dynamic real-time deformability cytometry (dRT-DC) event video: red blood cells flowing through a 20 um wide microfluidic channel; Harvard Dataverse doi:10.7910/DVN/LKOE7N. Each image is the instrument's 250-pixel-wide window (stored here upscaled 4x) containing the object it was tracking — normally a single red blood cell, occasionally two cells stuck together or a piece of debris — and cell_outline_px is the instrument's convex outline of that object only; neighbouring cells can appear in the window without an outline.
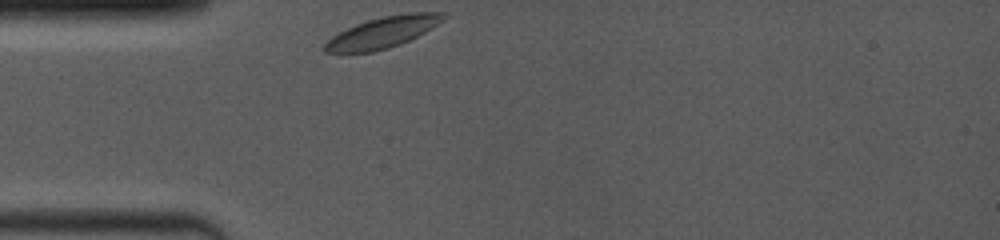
{"species": "common noctule bat (a hibernating species)", "species_latin": "Nyctalus noctula", "temperature_condition": "room temperature", "stored_images_in_passage": 9, "camera_frame_rate_fps": 4000, "um_per_image_px": 0.085, "animal": {"sex": "female", "body_mass_g": 19.0, "forearm_length_mm": 53.3}, "frame": {"image": 1, "passage_image": 1, "time_ms": 0.0, "image_size_px": [1000, 240], "cell_outline_px": [[448, 16], [444, 20], [432, 28], [400, 44], [388, 48], [372, 52], [324, 52], [320, 48], [332, 36], [356, 24], [368, 20], [384, 16], [408, 12], [444, 12]], "centroid_in_image_um": [32.55, 2.74], "position_along_channel_um": 52.4, "area_um2": 21.39}}
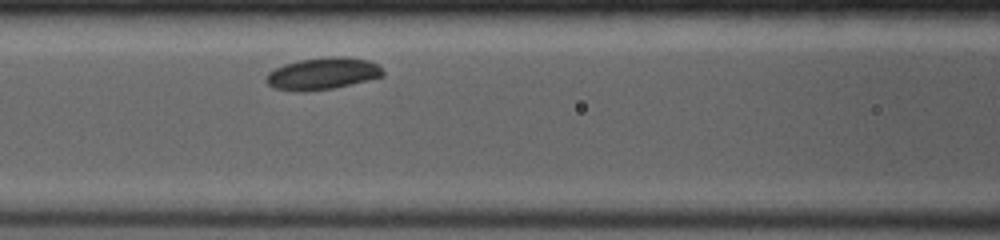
{"frame": {"image": 2, "passage_image": 7, "time_ms": 2.5, "image_size_px": [1000, 240], "cell_outline_px": [[384, 76], [368, 80], [332, 88], [304, 92], [296, 92], [276, 88], [268, 84], [264, 80], [268, 72], [284, 64], [300, 60], [340, 56], [344, 56], [368, 60], [376, 64], [384, 72]], "centroid_in_image_um": [27.4, 6.26], "position_along_channel_um": 139.2, "area_um2": 21.56}}
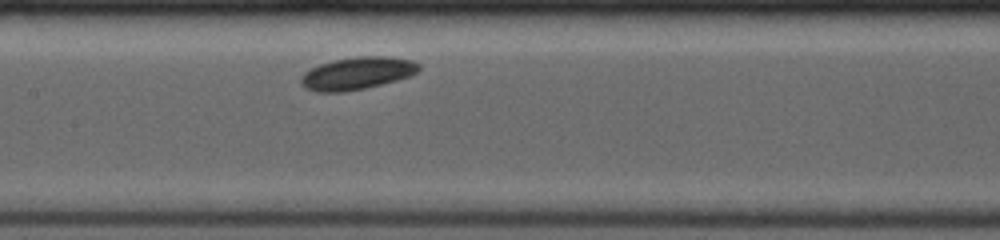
{"frame": {"image": 3, "passage_image": 9, "time_ms": 3.5, "image_size_px": [1000, 240], "cell_outline_px": [[420, 68], [412, 76], [364, 88], [344, 92], [316, 92], [300, 84], [300, 76], [304, 72], [320, 64], [332, 60], [360, 56], [384, 56], [412, 60], [420, 64]], "centroid_in_image_um": [30.35, 6.23], "position_along_channel_um": 177.1, "area_um2": 22.25}}